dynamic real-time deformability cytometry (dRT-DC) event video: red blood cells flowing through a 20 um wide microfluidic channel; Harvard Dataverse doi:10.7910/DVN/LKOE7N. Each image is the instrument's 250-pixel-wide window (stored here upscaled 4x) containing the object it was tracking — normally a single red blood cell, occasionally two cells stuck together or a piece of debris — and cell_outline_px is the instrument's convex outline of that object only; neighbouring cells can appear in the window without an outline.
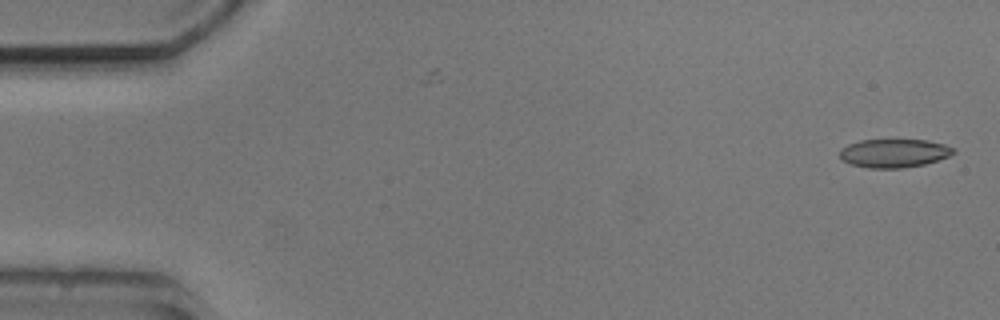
{"species": "common noctule bat (a hibernating species)", "species_latin": "Nyctalus noctula", "temperature_condition": "cold", "stored_images_in_passage": 6, "camera_frame_rate_fps": 3000, "um_per_image_px": 0.085, "animal": {"sex": "male", "body_mass_g": 20.5, "forearm_length_mm": 52.5}, "frame": {"image": 1, "passage_image": 1, "time_ms": 0.0, "image_size_px": [1000, 320], "cell_outline_px": [[956, 152], [948, 156], [924, 164], [900, 168], [868, 168], [852, 164], [840, 160], [840, 148], [848, 144], [860, 140], [928, 140], [944, 144], [956, 148]], "centroid_in_image_um": [75.98, 13.01], "position_along_channel_um": 9.0, "area_um2": 18.9}}
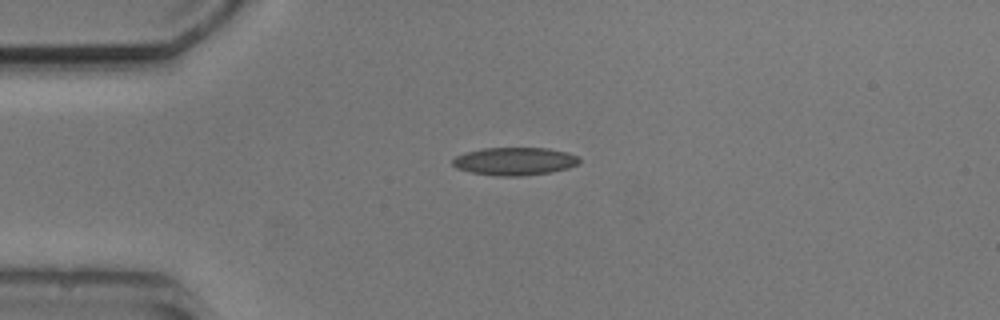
{"frame": {"image": 2, "passage_image": 3, "time_ms": 3.667, "image_size_px": [1000, 320], "cell_outline_px": [[580, 160], [576, 164], [568, 168], [552, 172], [520, 176], [496, 176], [472, 172], [456, 168], [452, 164], [452, 160], [456, 156], [464, 152], [484, 148], [548, 148], [568, 152], [580, 156]], "centroid_in_image_um": [43.75, 13.7], "position_along_channel_um": 41.2, "area_um2": 20.69}}